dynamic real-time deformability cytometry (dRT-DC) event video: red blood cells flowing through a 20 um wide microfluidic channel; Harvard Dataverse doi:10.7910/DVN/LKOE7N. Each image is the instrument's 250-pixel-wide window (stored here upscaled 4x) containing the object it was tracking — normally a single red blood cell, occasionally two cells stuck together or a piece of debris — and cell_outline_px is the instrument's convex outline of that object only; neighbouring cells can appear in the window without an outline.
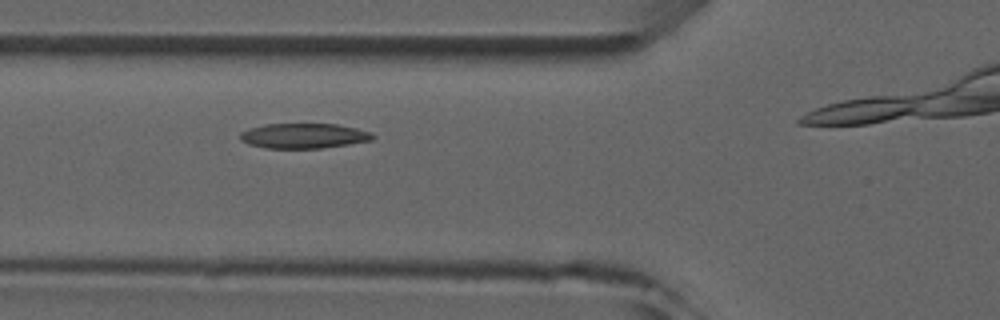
{"species": "common noctule bat (a hibernating species)", "species_latin": "Nyctalus noctula", "temperature_condition": "room temperature", "stored_images_in_passage": 4, "camera_frame_rate_fps": 3000, "um_per_image_px": 0.085, "animal": {"sex": "male", "forearm_length_mm": 52.5}, "frame": {"image": 1, "passage_image": 3, "time_ms": 2.333, "image_size_px": [1000, 320], "cell_outline_px": [[376, 136], [372, 140], [348, 144], [320, 148], [264, 148], [248, 144], [240, 140], [240, 132], [248, 128], [264, 124], [336, 124], [356, 128], [372, 132]], "centroid_in_image_um": [25.8, 11.54], "position_along_channel_um": 100.0, "area_um2": 19.42}}